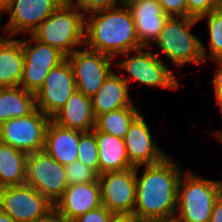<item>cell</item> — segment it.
Wrapping results in <instances>:
<instances>
[{
    "label": "cell",
    "instance_id": "4316f807",
    "mask_svg": "<svg viewBox=\"0 0 222 222\" xmlns=\"http://www.w3.org/2000/svg\"><path fill=\"white\" fill-rule=\"evenodd\" d=\"M77 160L98 172V145L94 129L89 132L80 131Z\"/></svg>",
    "mask_w": 222,
    "mask_h": 222
},
{
    "label": "cell",
    "instance_id": "5bb4252c",
    "mask_svg": "<svg viewBox=\"0 0 222 222\" xmlns=\"http://www.w3.org/2000/svg\"><path fill=\"white\" fill-rule=\"evenodd\" d=\"M65 0H12L4 9L10 13L6 26L9 36L30 35Z\"/></svg>",
    "mask_w": 222,
    "mask_h": 222
},
{
    "label": "cell",
    "instance_id": "836d02e7",
    "mask_svg": "<svg viewBox=\"0 0 222 222\" xmlns=\"http://www.w3.org/2000/svg\"><path fill=\"white\" fill-rule=\"evenodd\" d=\"M208 222H222V193L214 203L212 214Z\"/></svg>",
    "mask_w": 222,
    "mask_h": 222
},
{
    "label": "cell",
    "instance_id": "60d3db41",
    "mask_svg": "<svg viewBox=\"0 0 222 222\" xmlns=\"http://www.w3.org/2000/svg\"><path fill=\"white\" fill-rule=\"evenodd\" d=\"M220 112L222 113V105H219ZM215 137L219 140V142L222 143V131L218 129L217 132H215Z\"/></svg>",
    "mask_w": 222,
    "mask_h": 222
},
{
    "label": "cell",
    "instance_id": "7a4b0ae2",
    "mask_svg": "<svg viewBox=\"0 0 222 222\" xmlns=\"http://www.w3.org/2000/svg\"><path fill=\"white\" fill-rule=\"evenodd\" d=\"M84 46L112 58L143 48L125 2L85 16Z\"/></svg>",
    "mask_w": 222,
    "mask_h": 222
},
{
    "label": "cell",
    "instance_id": "ffe728a7",
    "mask_svg": "<svg viewBox=\"0 0 222 222\" xmlns=\"http://www.w3.org/2000/svg\"><path fill=\"white\" fill-rule=\"evenodd\" d=\"M91 100L95 117L106 112L135 105L132 98H130L129 85L121 75L114 71L103 81L102 86L91 97Z\"/></svg>",
    "mask_w": 222,
    "mask_h": 222
},
{
    "label": "cell",
    "instance_id": "d6a6232c",
    "mask_svg": "<svg viewBox=\"0 0 222 222\" xmlns=\"http://www.w3.org/2000/svg\"><path fill=\"white\" fill-rule=\"evenodd\" d=\"M217 64V69L215 70V77L210 81L214 85L215 91V105H222V58H215L209 60Z\"/></svg>",
    "mask_w": 222,
    "mask_h": 222
},
{
    "label": "cell",
    "instance_id": "ac0fdd59",
    "mask_svg": "<svg viewBox=\"0 0 222 222\" xmlns=\"http://www.w3.org/2000/svg\"><path fill=\"white\" fill-rule=\"evenodd\" d=\"M58 125L89 132L95 128L91 97L75 90L65 105L51 118Z\"/></svg>",
    "mask_w": 222,
    "mask_h": 222
},
{
    "label": "cell",
    "instance_id": "83f0119b",
    "mask_svg": "<svg viewBox=\"0 0 222 222\" xmlns=\"http://www.w3.org/2000/svg\"><path fill=\"white\" fill-rule=\"evenodd\" d=\"M65 173L68 185L79 183L99 182V173L80 161H73L65 166Z\"/></svg>",
    "mask_w": 222,
    "mask_h": 222
},
{
    "label": "cell",
    "instance_id": "3957f363",
    "mask_svg": "<svg viewBox=\"0 0 222 222\" xmlns=\"http://www.w3.org/2000/svg\"><path fill=\"white\" fill-rule=\"evenodd\" d=\"M84 31L85 16L75 5L65 0L30 36L57 48L67 57L84 46Z\"/></svg>",
    "mask_w": 222,
    "mask_h": 222
},
{
    "label": "cell",
    "instance_id": "1f68e13d",
    "mask_svg": "<svg viewBox=\"0 0 222 222\" xmlns=\"http://www.w3.org/2000/svg\"><path fill=\"white\" fill-rule=\"evenodd\" d=\"M113 213L101 205L85 214L78 216L72 222H110Z\"/></svg>",
    "mask_w": 222,
    "mask_h": 222
},
{
    "label": "cell",
    "instance_id": "8fae6325",
    "mask_svg": "<svg viewBox=\"0 0 222 222\" xmlns=\"http://www.w3.org/2000/svg\"><path fill=\"white\" fill-rule=\"evenodd\" d=\"M83 48L77 49L66 58L74 72L76 90L93 97L112 72L111 65L114 63V58L85 46Z\"/></svg>",
    "mask_w": 222,
    "mask_h": 222
},
{
    "label": "cell",
    "instance_id": "ba28073f",
    "mask_svg": "<svg viewBox=\"0 0 222 222\" xmlns=\"http://www.w3.org/2000/svg\"><path fill=\"white\" fill-rule=\"evenodd\" d=\"M25 184L35 188L53 205L63 196L67 183L65 166L44 150L28 154Z\"/></svg>",
    "mask_w": 222,
    "mask_h": 222
},
{
    "label": "cell",
    "instance_id": "30bf717a",
    "mask_svg": "<svg viewBox=\"0 0 222 222\" xmlns=\"http://www.w3.org/2000/svg\"><path fill=\"white\" fill-rule=\"evenodd\" d=\"M0 209L16 222H35L54 210V205L29 185L0 190Z\"/></svg>",
    "mask_w": 222,
    "mask_h": 222
},
{
    "label": "cell",
    "instance_id": "603a6c76",
    "mask_svg": "<svg viewBox=\"0 0 222 222\" xmlns=\"http://www.w3.org/2000/svg\"><path fill=\"white\" fill-rule=\"evenodd\" d=\"M36 109L35 94L21 86L0 88V124L29 115Z\"/></svg>",
    "mask_w": 222,
    "mask_h": 222
},
{
    "label": "cell",
    "instance_id": "8992f818",
    "mask_svg": "<svg viewBox=\"0 0 222 222\" xmlns=\"http://www.w3.org/2000/svg\"><path fill=\"white\" fill-rule=\"evenodd\" d=\"M149 47H143L135 51H129L118 56H128L118 63V67L127 72L129 76H125V72L121 73V77L131 84L132 80L139 82L141 85L151 87H161L172 90L179 88V82L177 81L173 71L169 69L164 60L160 57L159 53H152ZM145 50V51H144ZM135 52V54L133 53ZM129 54V55H128ZM133 54V56L131 55ZM131 55V56H130ZM131 81V82H130Z\"/></svg>",
    "mask_w": 222,
    "mask_h": 222
},
{
    "label": "cell",
    "instance_id": "f1b7e54d",
    "mask_svg": "<svg viewBox=\"0 0 222 222\" xmlns=\"http://www.w3.org/2000/svg\"><path fill=\"white\" fill-rule=\"evenodd\" d=\"M70 3L75 5L84 16L109 8L117 7L124 3V0H68Z\"/></svg>",
    "mask_w": 222,
    "mask_h": 222
},
{
    "label": "cell",
    "instance_id": "4fadbf2b",
    "mask_svg": "<svg viewBox=\"0 0 222 222\" xmlns=\"http://www.w3.org/2000/svg\"><path fill=\"white\" fill-rule=\"evenodd\" d=\"M76 90L74 72L66 58L51 69L40 90L35 94L36 109L52 118Z\"/></svg>",
    "mask_w": 222,
    "mask_h": 222
},
{
    "label": "cell",
    "instance_id": "e0dca14e",
    "mask_svg": "<svg viewBox=\"0 0 222 222\" xmlns=\"http://www.w3.org/2000/svg\"><path fill=\"white\" fill-rule=\"evenodd\" d=\"M124 2L132 13L139 43L143 47L151 48L169 16L163 12L156 0H125Z\"/></svg>",
    "mask_w": 222,
    "mask_h": 222
},
{
    "label": "cell",
    "instance_id": "74e56055",
    "mask_svg": "<svg viewBox=\"0 0 222 222\" xmlns=\"http://www.w3.org/2000/svg\"><path fill=\"white\" fill-rule=\"evenodd\" d=\"M1 17H2V16L0 15V32H1V30H3V28H4V32H5L6 34H8V38H5V37H3V36L0 34V47H1L3 44H5V43L10 39L7 26L5 25L4 27H1Z\"/></svg>",
    "mask_w": 222,
    "mask_h": 222
},
{
    "label": "cell",
    "instance_id": "ab89813d",
    "mask_svg": "<svg viewBox=\"0 0 222 222\" xmlns=\"http://www.w3.org/2000/svg\"><path fill=\"white\" fill-rule=\"evenodd\" d=\"M12 0H0V15Z\"/></svg>",
    "mask_w": 222,
    "mask_h": 222
},
{
    "label": "cell",
    "instance_id": "277c9868",
    "mask_svg": "<svg viewBox=\"0 0 222 222\" xmlns=\"http://www.w3.org/2000/svg\"><path fill=\"white\" fill-rule=\"evenodd\" d=\"M185 174L180 177L175 216L181 222H208L222 193V181L198 177L190 170Z\"/></svg>",
    "mask_w": 222,
    "mask_h": 222
},
{
    "label": "cell",
    "instance_id": "7c38bea8",
    "mask_svg": "<svg viewBox=\"0 0 222 222\" xmlns=\"http://www.w3.org/2000/svg\"><path fill=\"white\" fill-rule=\"evenodd\" d=\"M102 205L113 214H133L136 201V167L99 175Z\"/></svg>",
    "mask_w": 222,
    "mask_h": 222
},
{
    "label": "cell",
    "instance_id": "2e32d148",
    "mask_svg": "<svg viewBox=\"0 0 222 222\" xmlns=\"http://www.w3.org/2000/svg\"><path fill=\"white\" fill-rule=\"evenodd\" d=\"M102 205L99 182L69 185L54 204V210L64 220L72 222L78 216Z\"/></svg>",
    "mask_w": 222,
    "mask_h": 222
},
{
    "label": "cell",
    "instance_id": "d590c367",
    "mask_svg": "<svg viewBox=\"0 0 222 222\" xmlns=\"http://www.w3.org/2000/svg\"><path fill=\"white\" fill-rule=\"evenodd\" d=\"M35 222H64V220L53 210L46 217L36 220Z\"/></svg>",
    "mask_w": 222,
    "mask_h": 222
},
{
    "label": "cell",
    "instance_id": "484cf974",
    "mask_svg": "<svg viewBox=\"0 0 222 222\" xmlns=\"http://www.w3.org/2000/svg\"><path fill=\"white\" fill-rule=\"evenodd\" d=\"M205 18L208 23L209 51L206 52L203 42H201V48L206 63L207 59L222 58V5L211 11L209 14L202 16L198 21Z\"/></svg>",
    "mask_w": 222,
    "mask_h": 222
},
{
    "label": "cell",
    "instance_id": "d4e9b609",
    "mask_svg": "<svg viewBox=\"0 0 222 222\" xmlns=\"http://www.w3.org/2000/svg\"><path fill=\"white\" fill-rule=\"evenodd\" d=\"M139 115L135 105L106 112L96 117L94 130L124 139L130 125Z\"/></svg>",
    "mask_w": 222,
    "mask_h": 222
},
{
    "label": "cell",
    "instance_id": "f546056e",
    "mask_svg": "<svg viewBox=\"0 0 222 222\" xmlns=\"http://www.w3.org/2000/svg\"><path fill=\"white\" fill-rule=\"evenodd\" d=\"M221 5V0H187L188 17L199 19Z\"/></svg>",
    "mask_w": 222,
    "mask_h": 222
},
{
    "label": "cell",
    "instance_id": "5b68a950",
    "mask_svg": "<svg viewBox=\"0 0 222 222\" xmlns=\"http://www.w3.org/2000/svg\"><path fill=\"white\" fill-rule=\"evenodd\" d=\"M199 21L192 17H169L164 27L152 44L157 45L166 59L175 67L185 64H203L201 40L191 33Z\"/></svg>",
    "mask_w": 222,
    "mask_h": 222
},
{
    "label": "cell",
    "instance_id": "8d00e7d4",
    "mask_svg": "<svg viewBox=\"0 0 222 222\" xmlns=\"http://www.w3.org/2000/svg\"><path fill=\"white\" fill-rule=\"evenodd\" d=\"M142 222H181L176 216L170 218L148 219Z\"/></svg>",
    "mask_w": 222,
    "mask_h": 222
},
{
    "label": "cell",
    "instance_id": "9c48e42d",
    "mask_svg": "<svg viewBox=\"0 0 222 222\" xmlns=\"http://www.w3.org/2000/svg\"><path fill=\"white\" fill-rule=\"evenodd\" d=\"M22 46L24 68L20 86L36 94L51 69L63 62L66 56L57 48L43 44L32 36L28 39L22 38Z\"/></svg>",
    "mask_w": 222,
    "mask_h": 222
},
{
    "label": "cell",
    "instance_id": "44dd1931",
    "mask_svg": "<svg viewBox=\"0 0 222 222\" xmlns=\"http://www.w3.org/2000/svg\"><path fill=\"white\" fill-rule=\"evenodd\" d=\"M98 145V173L133 168L127 156L124 139L95 130Z\"/></svg>",
    "mask_w": 222,
    "mask_h": 222
},
{
    "label": "cell",
    "instance_id": "e575fe53",
    "mask_svg": "<svg viewBox=\"0 0 222 222\" xmlns=\"http://www.w3.org/2000/svg\"><path fill=\"white\" fill-rule=\"evenodd\" d=\"M110 222H140L133 214H114Z\"/></svg>",
    "mask_w": 222,
    "mask_h": 222
},
{
    "label": "cell",
    "instance_id": "9a60e30c",
    "mask_svg": "<svg viewBox=\"0 0 222 222\" xmlns=\"http://www.w3.org/2000/svg\"><path fill=\"white\" fill-rule=\"evenodd\" d=\"M124 142L127 156L134 167L157 164L168 156L153 140L141 114L130 125Z\"/></svg>",
    "mask_w": 222,
    "mask_h": 222
},
{
    "label": "cell",
    "instance_id": "f35d334b",
    "mask_svg": "<svg viewBox=\"0 0 222 222\" xmlns=\"http://www.w3.org/2000/svg\"><path fill=\"white\" fill-rule=\"evenodd\" d=\"M0 222H16L8 214L0 209Z\"/></svg>",
    "mask_w": 222,
    "mask_h": 222
},
{
    "label": "cell",
    "instance_id": "7402d4cb",
    "mask_svg": "<svg viewBox=\"0 0 222 222\" xmlns=\"http://www.w3.org/2000/svg\"><path fill=\"white\" fill-rule=\"evenodd\" d=\"M24 68L22 38L10 39L0 47V88L20 86Z\"/></svg>",
    "mask_w": 222,
    "mask_h": 222
},
{
    "label": "cell",
    "instance_id": "6da1fadb",
    "mask_svg": "<svg viewBox=\"0 0 222 222\" xmlns=\"http://www.w3.org/2000/svg\"><path fill=\"white\" fill-rule=\"evenodd\" d=\"M136 167V201L133 215L140 221L170 218L176 215L178 187L183 174L181 164L169 155L160 163L144 165L138 176Z\"/></svg>",
    "mask_w": 222,
    "mask_h": 222
},
{
    "label": "cell",
    "instance_id": "4dcf8cb0",
    "mask_svg": "<svg viewBox=\"0 0 222 222\" xmlns=\"http://www.w3.org/2000/svg\"><path fill=\"white\" fill-rule=\"evenodd\" d=\"M169 17H188L187 0H156Z\"/></svg>",
    "mask_w": 222,
    "mask_h": 222
},
{
    "label": "cell",
    "instance_id": "cb8c5ba5",
    "mask_svg": "<svg viewBox=\"0 0 222 222\" xmlns=\"http://www.w3.org/2000/svg\"><path fill=\"white\" fill-rule=\"evenodd\" d=\"M28 154L0 141V187L25 184Z\"/></svg>",
    "mask_w": 222,
    "mask_h": 222
},
{
    "label": "cell",
    "instance_id": "d6986e66",
    "mask_svg": "<svg viewBox=\"0 0 222 222\" xmlns=\"http://www.w3.org/2000/svg\"><path fill=\"white\" fill-rule=\"evenodd\" d=\"M79 138V130L62 127L51 119L45 133L44 151L61 165H69L78 159Z\"/></svg>",
    "mask_w": 222,
    "mask_h": 222
},
{
    "label": "cell",
    "instance_id": "52a82bcc",
    "mask_svg": "<svg viewBox=\"0 0 222 222\" xmlns=\"http://www.w3.org/2000/svg\"><path fill=\"white\" fill-rule=\"evenodd\" d=\"M50 120L39 109L23 117L11 118L0 124V141L27 154L43 151Z\"/></svg>",
    "mask_w": 222,
    "mask_h": 222
}]
</instances>
